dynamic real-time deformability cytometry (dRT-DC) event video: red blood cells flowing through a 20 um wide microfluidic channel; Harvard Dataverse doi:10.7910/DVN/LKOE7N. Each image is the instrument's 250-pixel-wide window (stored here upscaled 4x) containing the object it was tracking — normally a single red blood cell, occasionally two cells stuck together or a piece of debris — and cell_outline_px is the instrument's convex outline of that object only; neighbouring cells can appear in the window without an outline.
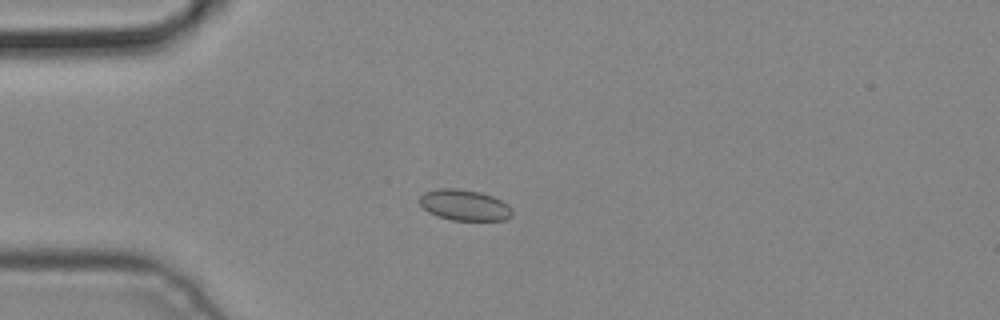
{"species": "common noctule bat (a hibernating species)", "species_latin": "Nyctalus noctula", "temperature_condition": "cold", "stored_images_in_passage": 3, "camera_frame_rate_fps": 3000, "um_per_image_px": 0.085, "animal": {"sex": "male", "body_mass_g": 19.2, "forearm_length_mm": 51.8}, "frame": {"image": 1, "passage_image": 3, "time_ms": 0.667, "image_size_px": [1000, 320], "cell_outline_px": [[512, 216], [504, 220], [452, 220], [436, 216], [428, 212], [420, 204], [420, 196], [424, 192], [440, 188], [456, 188], [480, 192], [492, 196], [508, 204], [512, 208]], "centroid_in_image_um": [39.48, 17.43], "position_along_channel_um": 45.5, "area_um2": 16.7}}